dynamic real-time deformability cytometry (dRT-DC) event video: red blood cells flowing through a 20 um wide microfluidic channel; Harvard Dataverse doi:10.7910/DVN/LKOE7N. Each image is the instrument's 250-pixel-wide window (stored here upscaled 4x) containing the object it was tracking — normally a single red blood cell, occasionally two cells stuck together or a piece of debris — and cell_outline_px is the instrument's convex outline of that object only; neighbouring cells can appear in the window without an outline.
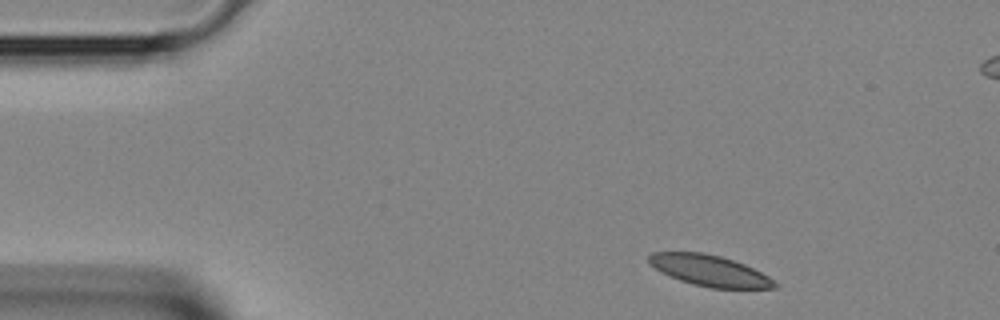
{"species": "Egyptian fruit bat (a non-hibernating species)", "species_latin": "Rousettus aegyptiacus", "temperature_condition": "room temperature", "stored_images_in_passage": 3, "camera_frame_rate_fps": 3000, "um_per_image_px": 0.085, "animal": {"sex": "female"}, "frame": {"image": 1, "passage_image": 1, "time_ms": 0.0, "image_size_px": [1000, 320], "cell_outline_px": [[780, 284], [776, 288], [708, 288], [692, 284], [680, 280], [660, 272], [648, 260], [648, 256], [652, 252], [704, 252], [720, 256], [744, 264], [768, 276]], "centroid_in_image_um": [60.33, 23.0], "position_along_channel_um": 24.7, "area_um2": 22.66}}